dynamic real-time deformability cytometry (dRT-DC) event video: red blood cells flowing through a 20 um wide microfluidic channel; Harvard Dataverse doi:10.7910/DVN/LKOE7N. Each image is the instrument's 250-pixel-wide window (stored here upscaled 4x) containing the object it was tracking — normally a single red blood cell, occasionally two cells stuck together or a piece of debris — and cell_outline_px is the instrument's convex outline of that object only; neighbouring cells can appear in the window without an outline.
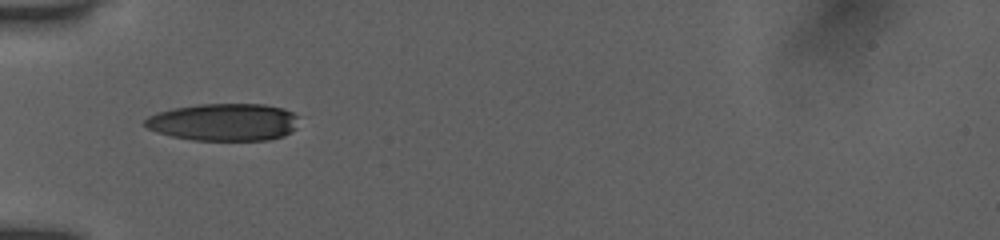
{"species": "human", "species_latin": "Homo sapiens", "temperature_condition": "room temperature", "stored_images_in_passage": 35, "camera_frame_rate_fps": 3000, "um_per_image_px": 0.085, "donor": {"sex": "female"}, "frame": {"image": 1, "passage_image": 1, "time_ms": 0.0, "image_size_px": [1000, 240], "cell_outline_px": [[300, 116], [296, 128], [292, 132], [284, 136], [268, 140], [192, 140], [172, 136], [156, 132], [148, 128], [144, 124], [144, 120], [148, 116], [156, 112], [172, 108], [200, 104], [264, 104], [284, 108]], "centroid_in_image_um": [19.06, 10.38], "position_along_channel_um": 65.9, "area_um2": 33.93}}
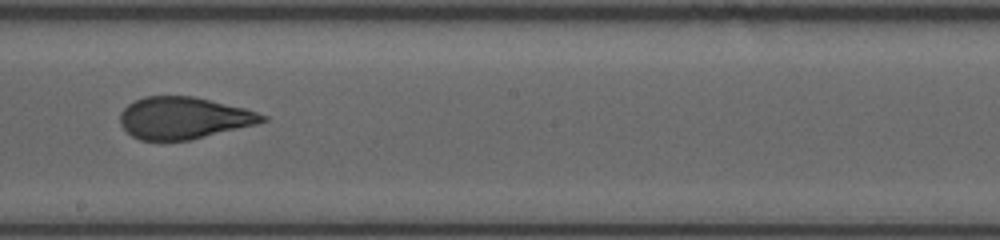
{"frame": {"image": 2, "passage_image": 14, "time_ms": 4.333, "image_size_px": [1000, 240], "cell_outline_px": [[268, 120], [256, 124], [188, 140], [140, 140], [132, 136], [120, 124], [120, 112], [128, 104], [144, 96], [192, 96], [244, 108], [268, 116]], "centroid_in_image_um": [15.59, 10.02], "position_along_channel_um": 232.6, "area_um2": 34.39}}
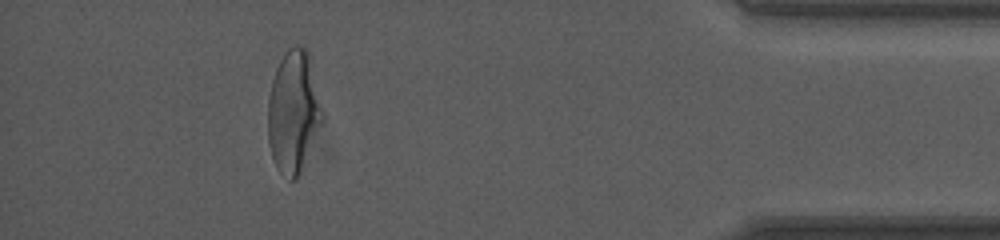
{"frame": {"image": 3, "passage_image": 31, "time_ms": 10.0, "image_size_px": [1000, 240], "cell_outline_px": [[324, 120], [300, 172], [296, 180], [288, 180], [276, 168], [272, 156], [268, 140], [268, 100], [272, 80], [276, 68], [280, 60], [288, 48], [296, 44], [300, 44], [308, 52], [324, 108]], "centroid_in_image_um": [24.96, 9.5], "position_along_channel_um": 410.2, "area_um2": 39.19}, "authors_computed_cell_mechanics": {"area_um2": 35.7204, "velocity_mm_per_s": 3.9286, "shape_relaxation_time_tau1_ms": 5.6517, "shape_relaxation_time_tau2_ms": 0.9409, "deformation_change_tau1": 0.2064, "deformation_change_tau2": 0.0819}}